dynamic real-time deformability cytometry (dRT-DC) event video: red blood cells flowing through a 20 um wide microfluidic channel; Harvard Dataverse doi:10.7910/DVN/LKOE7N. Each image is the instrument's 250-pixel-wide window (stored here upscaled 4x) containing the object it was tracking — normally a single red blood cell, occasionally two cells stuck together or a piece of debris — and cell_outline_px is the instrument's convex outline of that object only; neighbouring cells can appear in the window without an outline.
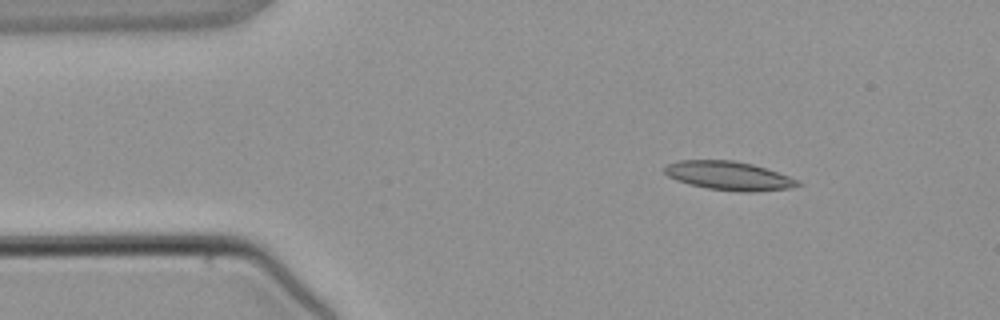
{"species": "common noctule bat (a hibernating species)", "species_latin": "Nyctalus noctula", "temperature_condition": "warm", "stored_images_in_passage": 2, "camera_frame_rate_fps": 3000, "um_per_image_px": 0.085, "animal": {"sex": "male", "body_mass_g": 21.5, "forearm_length_mm": 52.0}, "frame": {"image": 1, "passage_image": 1, "time_ms": 0.0, "image_size_px": [1000, 320], "cell_outline_px": [[804, 184], [792, 188], [756, 192], [740, 192], [708, 188], [688, 184], [676, 180], [668, 176], [664, 172], [664, 168], [668, 164], [680, 160], [732, 160], [752, 164], [788, 176]], "centroid_in_image_um": [61.95, 14.95], "position_along_channel_um": 23.1, "area_um2": 22.25}}